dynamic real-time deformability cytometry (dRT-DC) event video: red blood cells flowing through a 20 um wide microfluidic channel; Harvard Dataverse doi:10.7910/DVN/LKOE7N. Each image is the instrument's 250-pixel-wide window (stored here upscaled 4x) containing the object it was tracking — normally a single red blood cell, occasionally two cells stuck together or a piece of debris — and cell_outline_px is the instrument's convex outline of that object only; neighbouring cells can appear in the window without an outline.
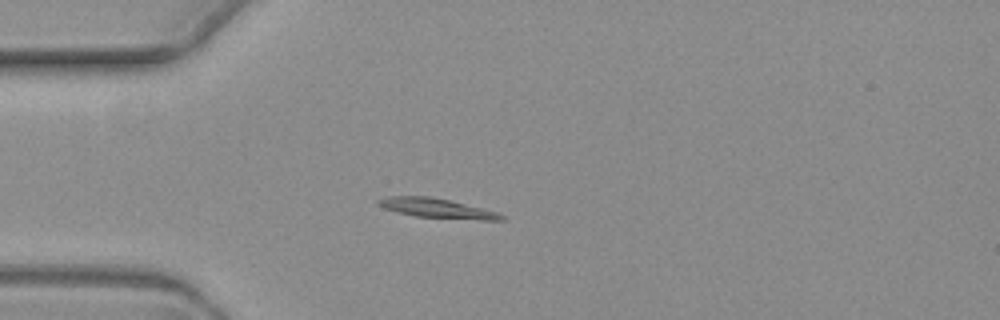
{"species": "common noctule bat (a hibernating species)", "species_latin": "Nyctalus noctula", "temperature_condition": "warm", "stored_images_in_passage": 3, "camera_frame_rate_fps": 3000, "um_per_image_px": 0.085, "animal": {"sex": "female", "body_mass_g": 19.3, "forearm_length_mm": 54.1}, "frame": {"image": 1, "passage_image": 3, "time_ms": 3.333, "image_size_px": [1000, 320], "cell_outline_px": [[504, 220], [480, 220], [416, 216], [396, 212], [384, 208], [376, 204], [376, 200], [388, 196], [432, 196], [496, 212], [504, 216]], "centroid_in_image_um": [37.06, 17.69], "position_along_channel_um": 47.9, "area_um2": 13.81}}